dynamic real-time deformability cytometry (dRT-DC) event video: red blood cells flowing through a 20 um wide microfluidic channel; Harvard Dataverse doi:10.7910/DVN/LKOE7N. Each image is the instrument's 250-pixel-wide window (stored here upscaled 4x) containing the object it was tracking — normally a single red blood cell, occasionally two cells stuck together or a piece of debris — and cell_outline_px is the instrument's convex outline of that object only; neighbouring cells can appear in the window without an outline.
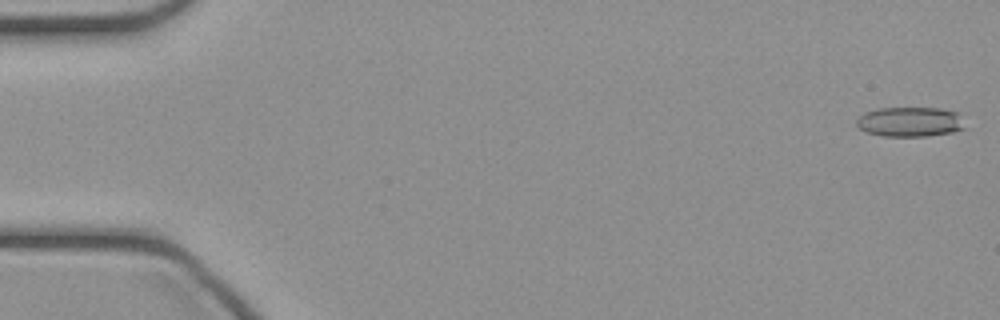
{"species": "common noctule bat (a hibernating species)", "species_latin": "Nyctalus noctula", "temperature_condition": "cold", "stored_images_in_passage": 46, "camera_frame_rate_fps": 3000, "um_per_image_px": 0.085, "animal": {"sex": "female", "body_mass_g": 21.9}, "frame": {"image": 1, "passage_image": 1, "time_ms": 0.0, "image_size_px": [1000, 320], "cell_outline_px": [[968, 128], [952, 132], [928, 136], [884, 136], [868, 132], [860, 128], [856, 124], [856, 120], [864, 112], [880, 108], [940, 108], [960, 112]], "centroid_in_image_um": [77.44, 10.35], "position_along_channel_um": 7.6, "area_um2": 19.07}}
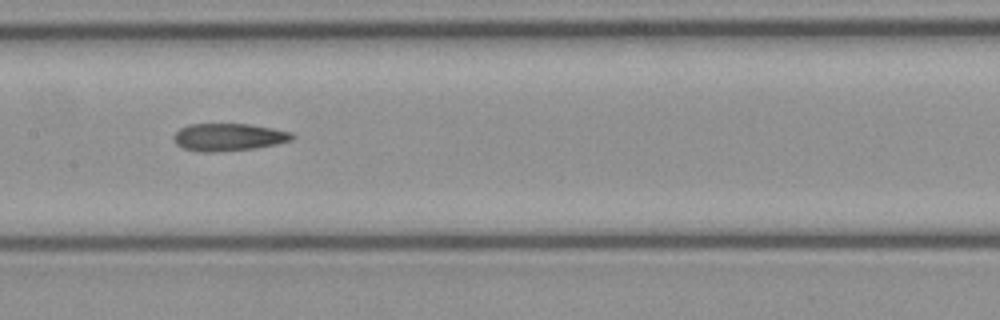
{"frame": {"image": 2, "passage_image": 23, "time_ms": 7.333, "image_size_px": [1000, 320], "cell_outline_px": [[296, 136], [292, 140], [276, 144], [256, 148], [216, 152], [204, 152], [184, 148], [176, 144], [172, 140], [172, 136], [180, 128], [188, 124], [248, 124], [272, 128], [292, 132]], "centroid_in_image_um": [19.42, 11.65], "position_along_channel_um": 188.0, "area_um2": 19.07}}
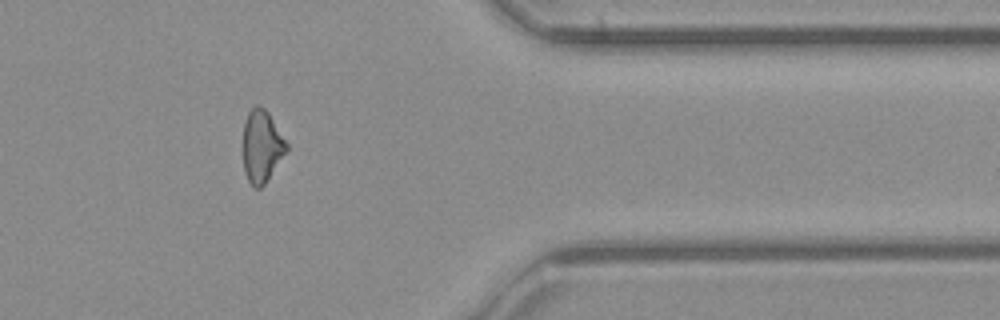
{"frame": {"image": 3, "passage_image": 38, "time_ms": 12.333, "image_size_px": [1000, 320], "cell_outline_px": [[288, 148], [264, 184], [260, 188], [252, 188], [244, 172], [244, 124], [248, 112], [256, 104], [264, 108], [268, 112], [288, 144]], "centroid_in_image_um": [22.24, 12.43], "position_along_channel_um": 389.2, "area_um2": 17.98}}